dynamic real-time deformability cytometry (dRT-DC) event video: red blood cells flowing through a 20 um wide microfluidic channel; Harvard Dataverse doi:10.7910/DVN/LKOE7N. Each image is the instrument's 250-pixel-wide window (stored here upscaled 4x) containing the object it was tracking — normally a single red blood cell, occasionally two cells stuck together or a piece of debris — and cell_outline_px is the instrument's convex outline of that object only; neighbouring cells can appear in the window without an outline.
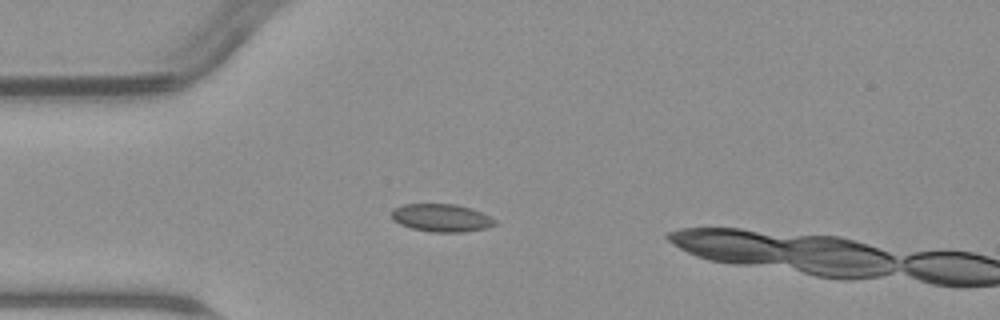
{"species": "common noctule bat (a hibernating species)", "species_latin": "Nyctalus noctula", "temperature_condition": "warm", "stored_images_in_passage": 5, "camera_frame_rate_fps": 3000, "um_per_image_px": 0.085, "animal": {"sex": "male", "body_mass_g": 23.1, "forearm_length_mm": 52.7}, "frame": {"image": 1, "passage_image": 4, "time_ms": 3.667, "image_size_px": [1000, 320], "cell_outline_px": [[496, 224], [484, 228], [464, 232], [432, 232], [412, 228], [400, 224], [392, 220], [392, 208], [404, 204], [456, 204], [480, 212], [496, 220]], "centroid_in_image_um": [37.47, 18.51], "position_along_channel_um": 47.5, "area_um2": 16.59}}